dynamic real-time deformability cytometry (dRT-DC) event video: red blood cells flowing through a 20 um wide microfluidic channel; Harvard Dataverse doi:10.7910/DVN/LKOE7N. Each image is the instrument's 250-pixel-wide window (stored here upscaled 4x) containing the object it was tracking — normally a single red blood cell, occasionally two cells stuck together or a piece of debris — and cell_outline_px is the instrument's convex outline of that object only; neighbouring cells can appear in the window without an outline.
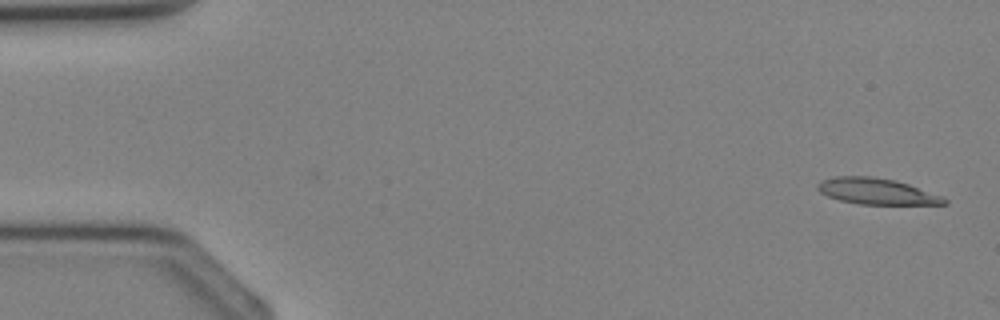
{"species": "Egyptian fruit bat (a non-hibernating species)", "species_latin": "Rousettus aegyptiacus", "temperature_condition": "cold", "stored_images_in_passage": 3, "camera_frame_rate_fps": 3000, "um_per_image_px": 0.085, "animal": {"sex": "female"}, "frame": {"image": 1, "passage_image": 3, "time_ms": 0.667, "image_size_px": [1000, 320], "cell_outline_px": [[948, 204], [860, 204], [840, 200], [828, 196], [820, 192], [816, 188], [816, 184], [820, 180], [836, 176], [872, 176], [896, 180], [908, 184], [940, 196], [948, 200]], "centroid_in_image_um": [74.46, 16.25], "position_along_channel_um": 10.5, "area_um2": 19.13}}